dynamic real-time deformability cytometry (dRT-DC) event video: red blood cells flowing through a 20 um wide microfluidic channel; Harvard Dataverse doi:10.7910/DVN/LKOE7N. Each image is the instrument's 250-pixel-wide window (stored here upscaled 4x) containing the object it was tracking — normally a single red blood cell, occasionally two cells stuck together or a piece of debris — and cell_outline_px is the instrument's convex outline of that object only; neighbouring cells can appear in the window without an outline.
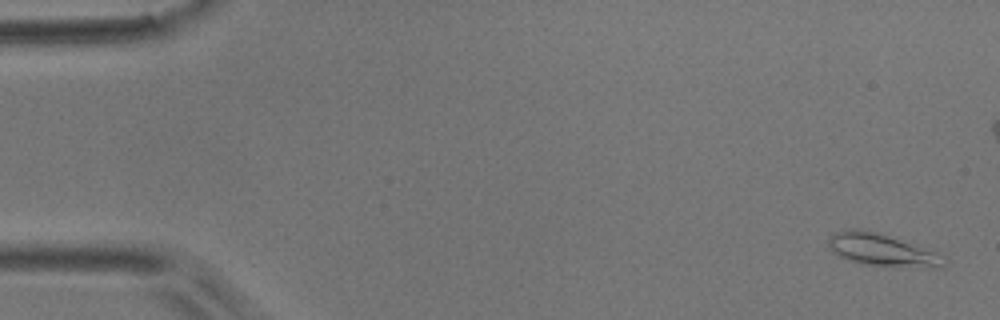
{"species": "common noctule bat (a hibernating species)", "species_latin": "Nyctalus noctula", "temperature_condition": "room temperature", "stored_images_in_passage": 6, "camera_frame_rate_fps": 3000, "um_per_image_px": 0.085, "animal": {"sex": "male", "body_mass_g": 17.9}, "frame": {"image": 1, "passage_image": 1, "time_ms": 0.0, "image_size_px": [1000, 320], "cell_outline_px": [[944, 256], [940, 268], [924, 268], [864, 264], [848, 260], [840, 256], [828, 244], [828, 240], [836, 232], [852, 228], [860, 228]], "centroid_in_image_um": [74.9, 21.27], "position_along_channel_um": 10.1, "area_um2": 20.46}}